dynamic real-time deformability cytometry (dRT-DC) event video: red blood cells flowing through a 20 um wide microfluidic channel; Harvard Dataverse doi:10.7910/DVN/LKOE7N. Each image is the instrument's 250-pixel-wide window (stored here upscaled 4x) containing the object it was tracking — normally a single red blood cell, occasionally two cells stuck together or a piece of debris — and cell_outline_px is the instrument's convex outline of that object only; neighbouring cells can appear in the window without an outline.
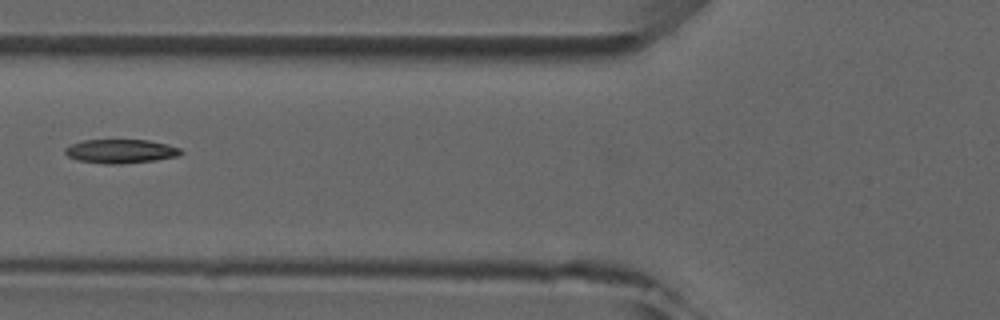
{"species": "common noctule bat (a hibernating species)", "species_latin": "Nyctalus noctula", "temperature_condition": "room temperature", "stored_images_in_passage": 6, "camera_frame_rate_fps": 3000, "um_per_image_px": 0.085, "animal": {"sex": "male", "forearm_length_mm": 52.5}, "frame": {"image": 1, "passage_image": 6, "time_ms": 6.0, "image_size_px": [1000, 320], "cell_outline_px": [[184, 152], [176, 156], [156, 160], [120, 164], [104, 164], [76, 160], [68, 156], [64, 152], [64, 148], [72, 144], [84, 140], [148, 140], [168, 144], [180, 148]], "centroid_in_image_um": [10.25, 12.86], "position_along_channel_um": 115.6, "area_um2": 16.18}}